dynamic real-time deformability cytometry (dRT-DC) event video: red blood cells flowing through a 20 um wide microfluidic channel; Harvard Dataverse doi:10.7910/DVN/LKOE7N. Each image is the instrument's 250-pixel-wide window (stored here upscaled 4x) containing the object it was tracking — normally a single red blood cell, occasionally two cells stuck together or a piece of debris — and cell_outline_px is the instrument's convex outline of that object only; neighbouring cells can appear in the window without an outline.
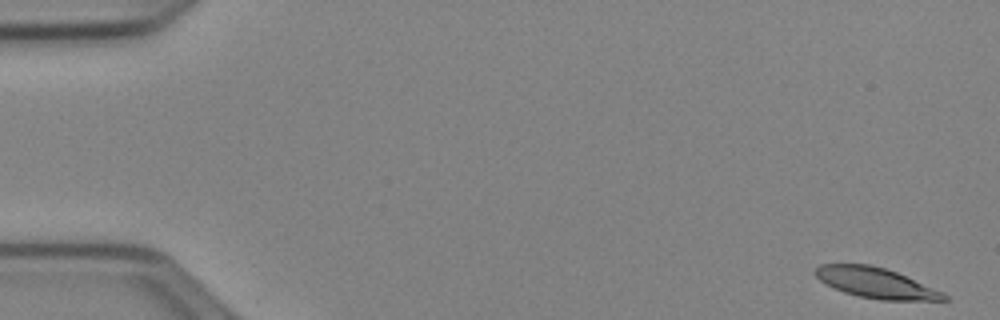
{"species": "Egyptian fruit bat (a non-hibernating species)", "species_latin": "Rousettus aegyptiacus", "temperature_condition": "cold", "stored_images_in_passage": 15, "camera_frame_rate_fps": 3000, "um_per_image_px": 0.085, "animal": {"sex": "female"}, "frame": {"image": 1, "passage_image": 1, "time_ms": 0.0, "image_size_px": [1000, 320], "cell_outline_px": [[948, 300], [880, 300], [860, 296], [844, 292], [820, 280], [812, 272], [820, 264], [872, 264], [896, 272], [944, 292], [948, 296]], "centroid_in_image_um": [74.46, 24.04], "position_along_channel_um": 10.5, "area_um2": 22.54}}
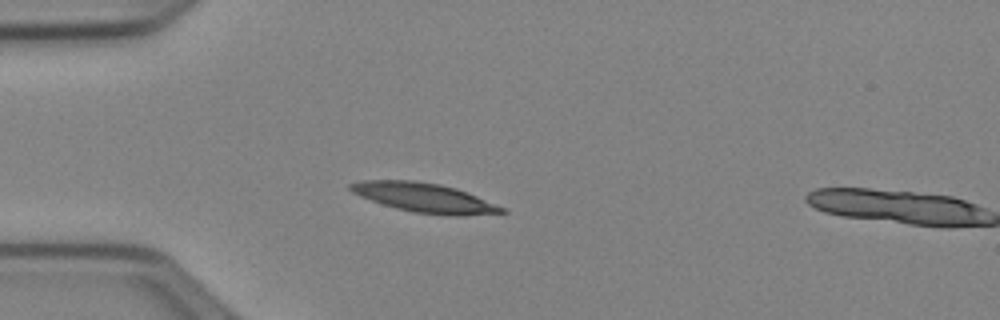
{"frame": {"image": 2, "passage_image": 14, "time_ms": 4.333, "image_size_px": [1000, 320], "cell_outline_px": [[508, 212], [456, 216], [412, 212], [396, 208], [360, 196], [352, 192], [348, 188], [348, 184], [360, 180], [412, 180], [440, 184], [456, 188], [468, 192], [504, 208]], "centroid_in_image_um": [36.04, 16.79], "position_along_channel_um": 49.0, "area_um2": 25.66}}